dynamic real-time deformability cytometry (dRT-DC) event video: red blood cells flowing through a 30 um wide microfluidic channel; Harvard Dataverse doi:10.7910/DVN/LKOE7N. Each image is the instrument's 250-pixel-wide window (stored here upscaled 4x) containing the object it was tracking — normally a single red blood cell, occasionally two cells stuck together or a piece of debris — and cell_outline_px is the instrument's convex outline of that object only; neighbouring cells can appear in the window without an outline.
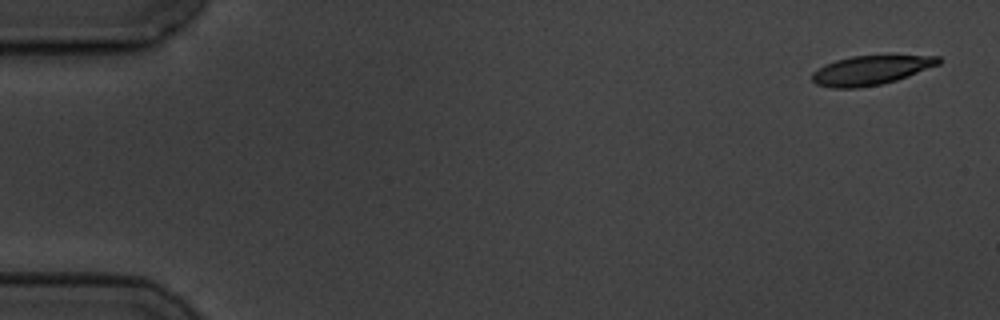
{"species": "common noctule bat (a hibernating species)", "species_latin": "Nyctalus noctula", "temperature_condition": "cold", "stored_images_in_passage": 15, "camera_frame_rate_fps": 3000, "um_per_image_px": 0.085, "animal": {"sex": "male", "body_mass_g": 19.5, "forearm_length_mm": 54.6}, "frame": {"image": 1, "passage_image": 1, "time_ms": 0.0, "image_size_px": [1000, 320], "cell_outline_px": [[940, 64], [908, 76], [896, 80], [880, 84], [860, 88], [832, 88], [816, 84], [812, 80], [812, 72], [824, 64], [836, 60], [852, 56], [940, 56]], "centroid_in_image_um": [73.98, 5.98], "position_along_channel_um": 11.0, "area_um2": 21.39}}
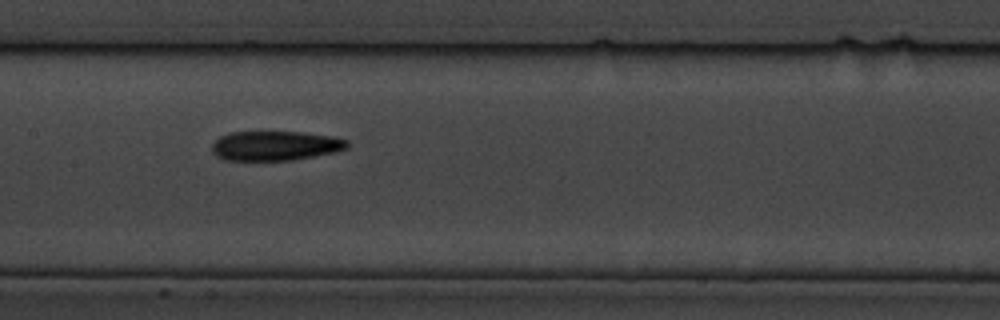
{"frame": {"image": 2, "passage_image": 8, "time_ms": 8.667, "image_size_px": [1000, 320], "cell_outline_px": [[348, 148], [332, 152], [292, 160], [224, 160], [216, 156], [212, 152], [212, 144], [220, 136], [228, 132], [300, 132], [332, 136], [348, 140]], "centroid_in_image_um": [23.36, 12.38], "position_along_channel_um": 184.0, "area_um2": 23.18}}
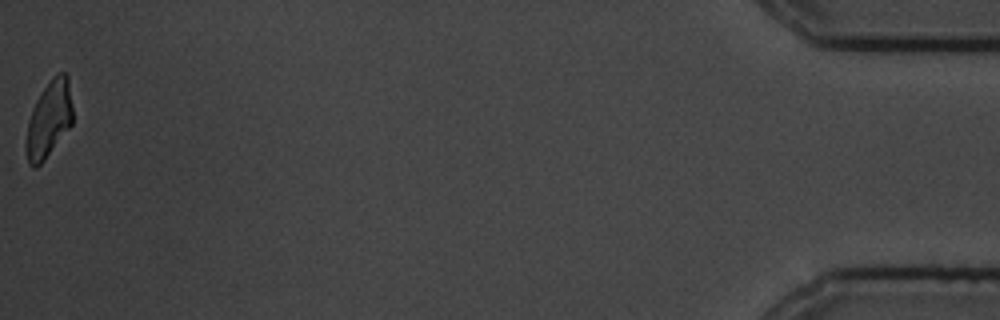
{"frame": {"image": 3, "passage_image": 15, "time_ms": 18.333, "image_size_px": [1000, 320], "cell_outline_px": [[72, 124], [44, 160], [36, 168], [32, 168], [28, 164], [24, 148], [24, 144], [28, 120], [32, 108], [40, 92], [52, 76], [56, 72], [64, 72], [68, 76], [72, 108]], "centroid_in_image_um": [4.12, 10.14], "position_along_channel_um": 431.1, "area_um2": 21.1}, "authors_computed_cell_mechanics": {"area_um2": 22.9466, "velocity_mm_per_s": 3.5293, "shape_relaxation_time_tau1_ms": 5.525, "shape_relaxation_time_tau2_ms": 10.819, "deformation_change_tau1": 0.1313, "deformation_change_tau2": 0.2215}}